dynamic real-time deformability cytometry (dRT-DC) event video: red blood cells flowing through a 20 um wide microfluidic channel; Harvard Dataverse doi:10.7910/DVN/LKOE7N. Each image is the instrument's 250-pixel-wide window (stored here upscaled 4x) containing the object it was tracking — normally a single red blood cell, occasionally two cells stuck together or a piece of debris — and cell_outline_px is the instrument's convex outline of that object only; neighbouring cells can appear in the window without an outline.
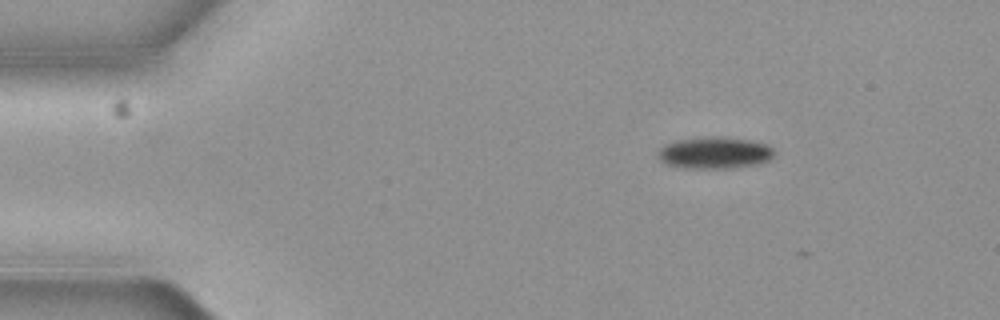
{"species": "common noctule bat (a hibernating species)", "species_latin": "Nyctalus noctula", "temperature_condition": "cold", "stored_images_in_passage": 4, "camera_frame_rate_fps": 3000, "um_per_image_px": 0.085, "animal": {"sex": "female", "body_mass_g": 19.3, "forearm_length_mm": 54.1}, "frame": {"image": 1, "passage_image": 1, "time_ms": 0.0, "image_size_px": [1000, 320], "cell_outline_px": [[772, 156], [768, 160], [756, 164], [732, 168], [684, 168], [668, 164], [660, 160], [660, 148], [676, 140], [716, 136], [748, 140], [764, 144], [772, 148]], "centroid_in_image_um": [60.74, 13.0], "position_along_channel_um": 24.3, "area_um2": 20.92}}